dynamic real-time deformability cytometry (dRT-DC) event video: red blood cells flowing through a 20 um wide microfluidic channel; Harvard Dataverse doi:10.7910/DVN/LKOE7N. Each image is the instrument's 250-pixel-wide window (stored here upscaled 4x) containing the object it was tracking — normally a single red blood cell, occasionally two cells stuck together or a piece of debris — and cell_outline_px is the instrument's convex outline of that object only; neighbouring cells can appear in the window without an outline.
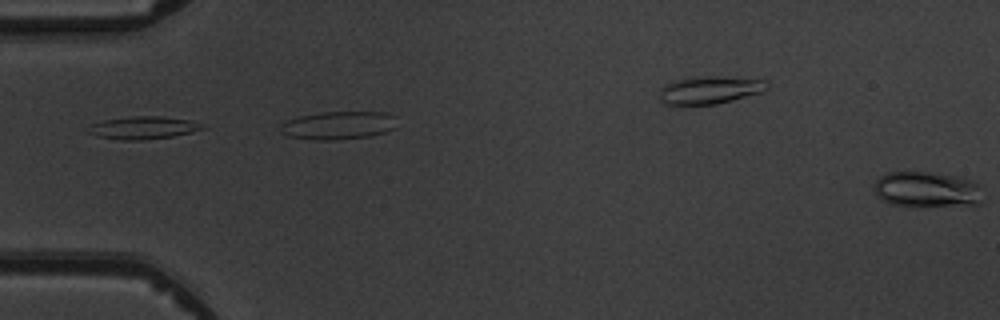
{"species": "common noctule bat (a hibernating species)", "species_latin": "Nyctalus noctula", "temperature_condition": "warm", "stored_images_in_passage": 5, "segment_of_instrument_passage": [1, 2], "camera_frame_rate_fps": 3000, "um_per_image_px": 0.085, "animal": {"sex": "male", "body_mass_g": 19.5, "forearm_length_mm": 54.6}, "frame": {"image": 1, "passage_image": 3, "time_ms": 2.333, "image_size_px": [1000, 320], "cell_outline_px": [[204, 128], [192, 132], [172, 136], [140, 140], [120, 140], [100, 136], [88, 132], [92, 124], [104, 120], [136, 116], [160, 116], [188, 120], [204, 124]], "centroid_in_image_um": [12.21, 10.86], "position_along_channel_um": 72.8, "area_um2": 14.68}}